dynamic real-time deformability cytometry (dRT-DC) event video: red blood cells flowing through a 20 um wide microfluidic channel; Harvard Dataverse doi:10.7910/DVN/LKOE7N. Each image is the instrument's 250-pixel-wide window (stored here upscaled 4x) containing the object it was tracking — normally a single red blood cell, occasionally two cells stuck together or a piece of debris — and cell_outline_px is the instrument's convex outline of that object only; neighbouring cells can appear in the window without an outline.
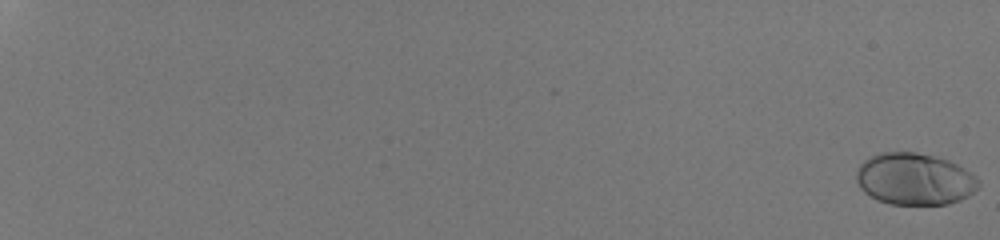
{"species": "human", "species_latin": "Homo sapiens", "temperature_condition": "room temperature", "stored_images_in_passage": 53, "camera_frame_rate_fps": 3000, "um_per_image_px": 0.085, "donor": {"sex": "male"}, "frame": {"image": 1, "passage_image": 1, "time_ms": 0.0, "image_size_px": [1000, 240], "cell_outline_px": [[980, 184], [968, 196], [960, 200], [948, 204], [888, 204], [864, 192], [860, 188], [856, 180], [856, 172], [860, 164], [864, 160], [880, 152], [916, 152], [948, 160], [964, 168], [976, 176], [980, 180]], "centroid_in_image_um": [77.74, 15.22], "position_along_channel_um": 7.3, "area_um2": 36.82}}
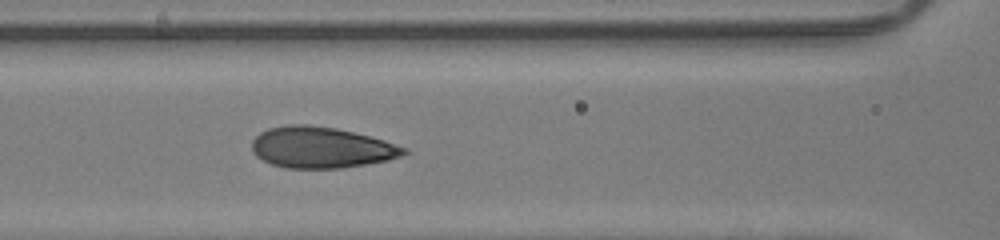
{"frame": {"image": 2, "passage_image": 31, "time_ms": 10.0, "image_size_px": [1000, 240], "cell_outline_px": [[408, 152], [404, 156], [388, 160], [340, 168], [288, 168], [272, 164], [256, 156], [252, 152], [252, 140], [260, 132], [268, 128], [288, 124], [308, 124], [336, 128], [384, 140], [408, 148]], "centroid_in_image_um": [27.3, 12.53], "position_along_channel_um": 139.3, "area_um2": 36.41}}
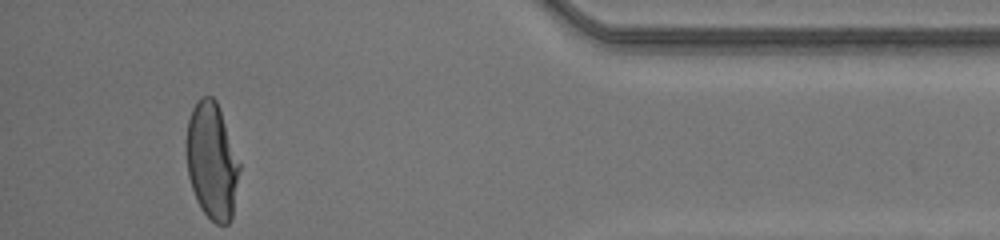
{"frame": {"image": 3, "passage_image": 53, "time_ms": 17.333, "image_size_px": [1000, 240], "cell_outline_px": [[240, 168], [232, 216], [228, 224], [216, 224], [200, 208], [196, 200], [188, 176], [184, 144], [188, 120], [192, 108], [200, 96], [212, 96], [216, 100], [240, 164]], "centroid_in_image_um": [17.97, 13.67], "position_along_channel_um": 417.2, "area_um2": 36.18}, "authors_computed_cell_mechanics": {"area_um2": 36.0094, "velocity_mm_per_s": 4.2398, "shape_relaxation_time_tau1_ms": 5.5992, "shape_relaxation_time_tau2_ms": null, "deformation_change_tau1": 0.2273, "deformation_change_tau2": null}}